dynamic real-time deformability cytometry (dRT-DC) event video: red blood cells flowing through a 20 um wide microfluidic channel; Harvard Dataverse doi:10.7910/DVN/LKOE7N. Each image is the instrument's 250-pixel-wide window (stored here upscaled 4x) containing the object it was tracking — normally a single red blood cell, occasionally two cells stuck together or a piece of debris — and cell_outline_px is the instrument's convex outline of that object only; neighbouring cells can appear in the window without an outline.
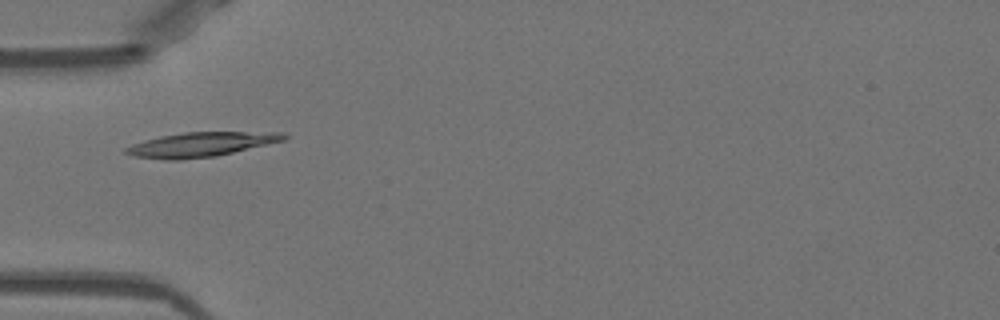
{"species": "Egyptian fruit bat (a non-hibernating species)", "species_latin": "Rousettus aegyptiacus", "temperature_condition": "warm", "stored_images_in_passage": 52, "camera_frame_rate_fps": 3000, "um_per_image_px": 0.085, "animal": {"sex": "female"}, "frame": {"image": 1, "passage_image": 17, "time_ms": 5.333, "image_size_px": [1000, 320], "cell_outline_px": [[288, 140], [216, 156], [180, 160], [164, 160], [136, 156], [124, 152], [124, 148], [132, 144], [144, 140], [160, 136], [184, 132], [284, 132], [288, 136]], "centroid_in_image_um": [17.13, 12.28], "position_along_channel_um": 67.9, "area_um2": 22.72}}
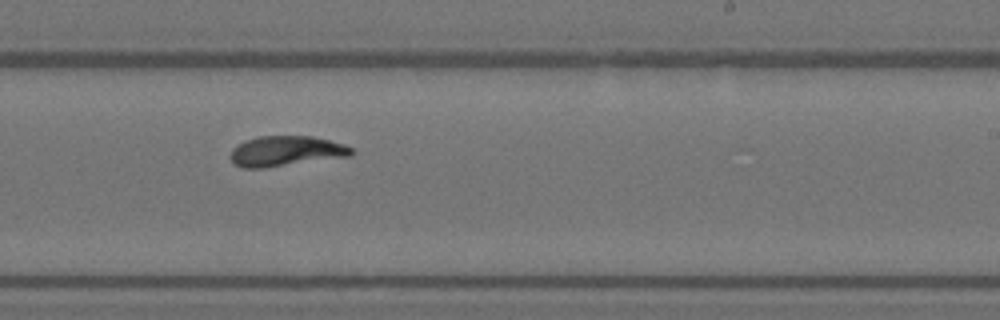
{"frame": {"image": 2, "passage_image": 32, "time_ms": 10.333, "image_size_px": [1000, 320], "cell_outline_px": [[356, 152], [352, 156], [264, 168], [244, 168], [236, 164], [228, 156], [232, 148], [236, 144], [244, 140], [260, 136], [312, 136], [344, 144], [352, 148]], "centroid_in_image_um": [24.31, 12.84], "position_along_channel_um": 264.7, "area_um2": 21.56}}
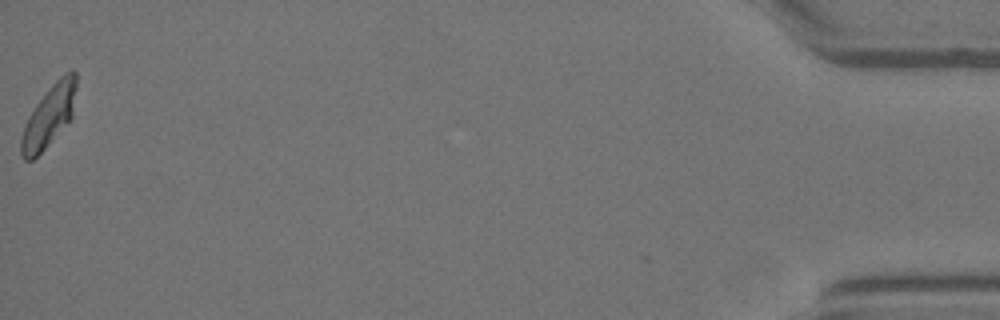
{"frame": {"image": 3, "passage_image": 52, "time_ms": 17.0, "image_size_px": [1000, 320], "cell_outline_px": [[76, 88], [72, 116], [48, 144], [32, 160], [24, 160], [20, 152], [20, 140], [24, 124], [28, 116], [44, 92], [64, 72], [72, 68], [76, 72]], "centroid_in_image_um": [4.15, 9.81], "position_along_channel_um": 431.1, "area_um2": 19.59}, "authors_computed_cell_mechanics": {"area_um2": 21.1837, "velocity_mm_per_s": 3.9409, "shape_relaxation_time_tau1_ms": 3.8513, "shape_relaxation_time_tau2_ms": 1.1034, "deformation_change_tau1": 0.1659, "deformation_change_tau2": 0.0662}}